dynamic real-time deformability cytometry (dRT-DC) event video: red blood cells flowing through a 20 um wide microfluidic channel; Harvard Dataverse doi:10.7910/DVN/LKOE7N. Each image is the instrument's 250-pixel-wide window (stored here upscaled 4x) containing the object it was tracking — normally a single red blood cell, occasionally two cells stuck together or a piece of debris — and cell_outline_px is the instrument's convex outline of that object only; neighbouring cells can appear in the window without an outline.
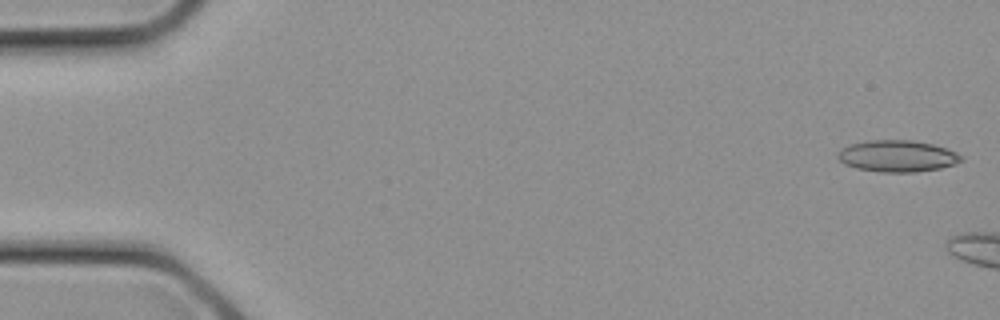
{"species": "common noctule bat (a hibernating species)", "species_latin": "Nyctalus noctula", "temperature_condition": "cold", "stored_images_in_passage": 3, "camera_frame_rate_fps": 3000, "um_per_image_px": 0.085, "animal": {"sex": "female", "body_mass_g": 21.9}, "frame": {"image": 1, "passage_image": 1, "time_ms": 0.0, "image_size_px": [1000, 320], "cell_outline_px": [[964, 160], [956, 164], [940, 168], [916, 172], [880, 172], [856, 168], [844, 164], [836, 156], [836, 152], [840, 148], [852, 144], [868, 140], [912, 140], [932, 144], [956, 152], [964, 156]], "centroid_in_image_um": [76.27, 13.27], "position_along_channel_um": 8.7, "area_um2": 22.89}}